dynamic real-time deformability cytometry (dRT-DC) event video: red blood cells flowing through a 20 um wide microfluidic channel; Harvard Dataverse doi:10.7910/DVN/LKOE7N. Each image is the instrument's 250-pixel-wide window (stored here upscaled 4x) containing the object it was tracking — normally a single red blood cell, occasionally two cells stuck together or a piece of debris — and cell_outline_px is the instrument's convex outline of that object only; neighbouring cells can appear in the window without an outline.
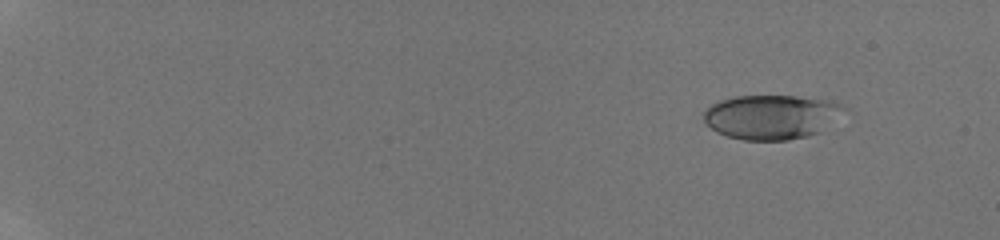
{"species": "human", "species_latin": "Homo sapiens", "temperature_condition": "room temperature", "stored_images_in_passage": 20, "camera_frame_rate_fps": 3000, "um_per_image_px": 0.085, "donor": {"sex": "male"}, "frame": {"image": 1, "passage_image": 1, "time_ms": 0.0, "image_size_px": [1000, 240], "cell_outline_px": [[848, 108], [820, 132], [788, 140], [744, 140], [728, 136], [716, 132], [704, 120], [704, 112], [712, 104], [720, 100], [732, 96], [796, 96], [836, 100]], "centroid_in_image_um": [65.6, 9.92], "position_along_channel_um": 19.4, "area_um2": 36.36}}
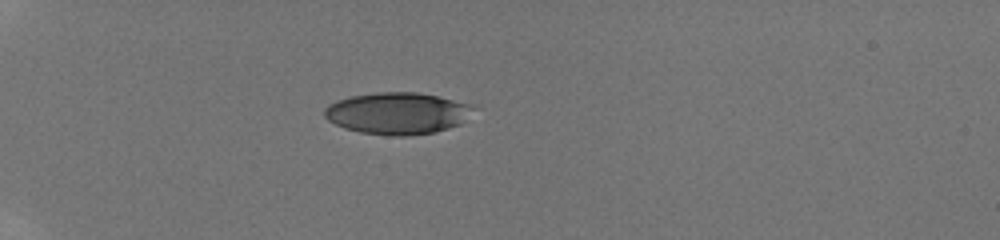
{"frame": {"image": 2, "passage_image": 18, "time_ms": 4.0, "image_size_px": [1000, 240], "cell_outline_px": [[476, 108], [460, 124], [448, 128], [432, 132], [404, 136], [396, 136], [360, 132], [344, 128], [328, 120], [324, 116], [324, 108], [328, 104], [336, 100], [352, 96], [376, 92], [416, 92], [440, 96], [476, 104]], "centroid_in_image_um": [33.81, 9.61], "position_along_channel_um": 51.2, "area_um2": 36.47}}